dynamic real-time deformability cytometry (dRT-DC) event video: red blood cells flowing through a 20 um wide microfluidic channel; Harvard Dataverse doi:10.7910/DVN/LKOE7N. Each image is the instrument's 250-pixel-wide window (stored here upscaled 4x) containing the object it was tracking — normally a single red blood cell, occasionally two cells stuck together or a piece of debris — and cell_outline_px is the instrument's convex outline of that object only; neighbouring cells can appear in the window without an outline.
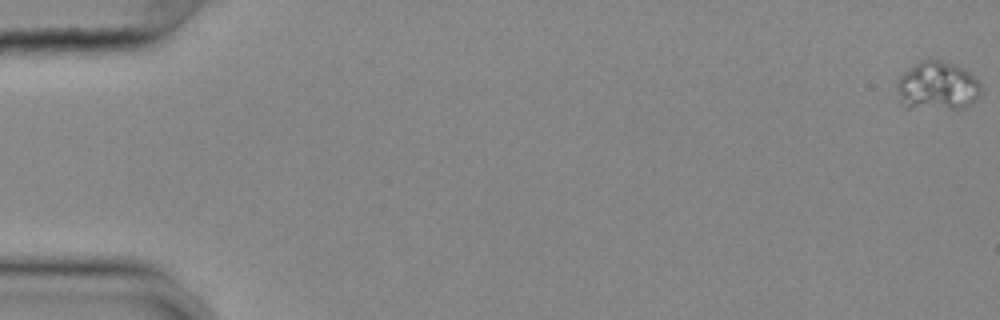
{"species": "common noctule bat (a hibernating species)", "species_latin": "Nyctalus noctula", "temperature_condition": "cold", "stored_images_in_passage": 56, "camera_frame_rate_fps": 3000, "um_per_image_px": 0.085, "animal": {"sex": "female", "body_mass_g": 25.1}, "frame": {"image": 1, "passage_image": 1, "time_ms": 0.0, "image_size_px": [1000, 320], "cell_outline_px": [[980, 92], [964, 108], [908, 108], [900, 104], [896, 84], [900, 76], [904, 72], [920, 60], [940, 60], [960, 68], [976, 76], [980, 84]], "centroid_in_image_um": [79.62, 7.31], "position_along_channel_um": 5.4, "area_um2": 23.47}}
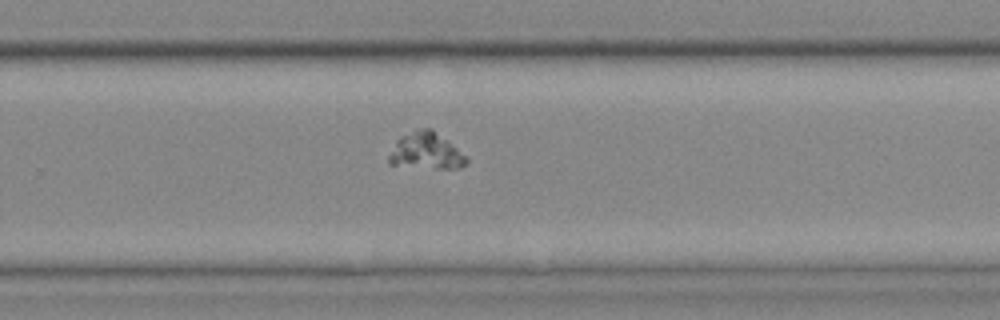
{"frame": {"image": 2, "passage_image": 38, "time_ms": 12.333, "image_size_px": [1000, 320], "cell_outline_px": [[468, 164], [460, 168], [436, 168], [388, 164], [388, 156], [396, 140], [400, 136], [416, 128], [432, 128], [448, 140], [468, 156]], "centroid_in_image_um": [36.24, 12.82], "position_along_channel_um": 293.6, "area_um2": 16.82}}
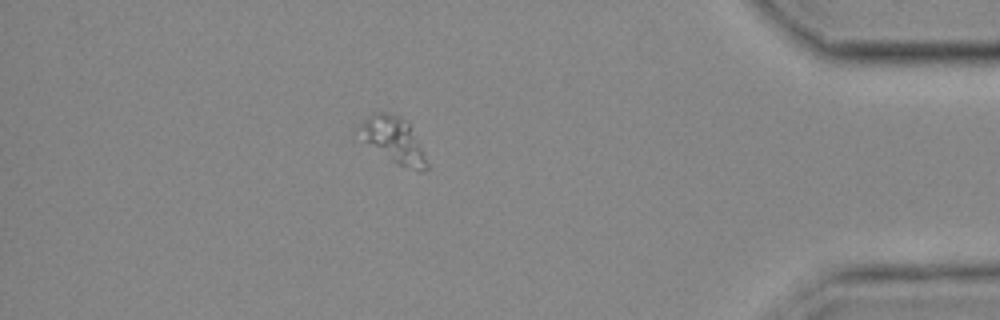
{"frame": {"image": 3, "passage_image": 50, "time_ms": 16.333, "image_size_px": [1000, 320], "cell_outline_px": [[428, 168], [424, 172], [420, 172], [400, 164], [392, 160], [352, 132], [372, 112], [388, 112], [400, 116], [408, 124], [428, 164]], "centroid_in_image_um": [33.37, 11.85], "position_along_channel_um": 401.8, "area_um2": 17.51}}